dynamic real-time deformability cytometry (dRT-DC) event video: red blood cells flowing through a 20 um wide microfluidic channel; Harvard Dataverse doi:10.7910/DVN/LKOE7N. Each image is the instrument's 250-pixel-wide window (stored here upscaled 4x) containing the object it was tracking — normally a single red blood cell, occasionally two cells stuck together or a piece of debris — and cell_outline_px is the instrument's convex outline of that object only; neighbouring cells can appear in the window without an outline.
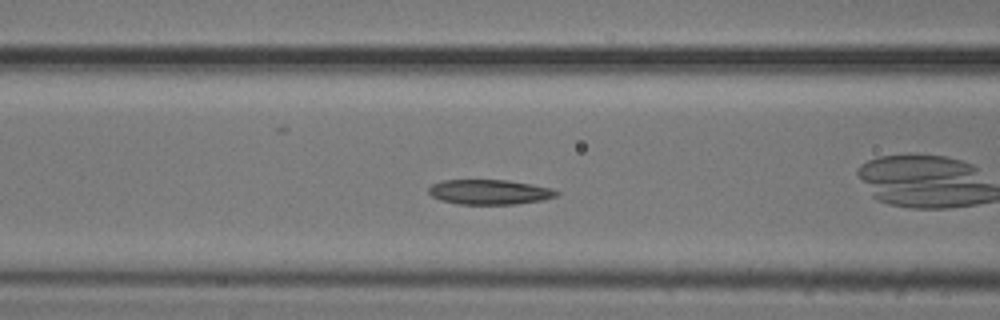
{"species": "common noctule bat (a hibernating species)", "species_latin": "Nyctalus noctula", "temperature_condition": "cold", "stored_images_in_passage": 40, "camera_frame_rate_fps": 3000, "um_per_image_px": 0.085, "animal": {"sex": "male", "body_mass_g": 20.5, "forearm_length_mm": 52.5}, "frame": {"image": 1, "passage_image": 7, "time_ms": 2.0, "image_size_px": [1000, 320], "cell_outline_px": [[560, 192], [556, 196], [544, 200], [516, 204], [460, 204], [440, 200], [432, 196], [428, 192], [428, 188], [432, 184], [444, 180], [508, 180], [532, 184], [548, 188]], "centroid_in_image_um": [41.59, 16.32], "position_along_channel_um": 125.0, "area_um2": 18.5}}
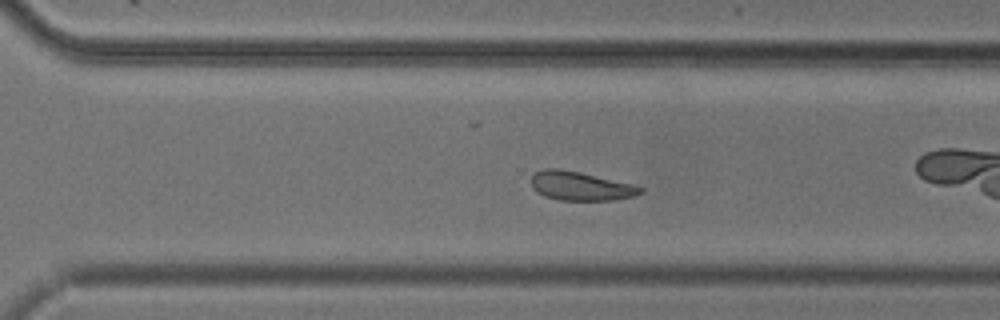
{"frame": {"image": 2, "passage_image": 23, "time_ms": 7.333, "image_size_px": [1000, 320], "cell_outline_px": [[644, 192], [636, 196], [612, 200], [560, 200], [544, 196], [536, 192], [532, 188], [532, 176], [536, 172], [544, 168], [560, 168], [632, 184], [644, 188]], "centroid_in_image_um": [49.34, 15.82], "position_along_channel_um": 321.3, "area_um2": 18.32}, "authors_computed_cell_mechanics": {"area_um2": 19.3052, "velocity_mm_per_s": 3.6886, "shape_relaxation_time_tau1_ms": 2.8313, "shape_relaxation_time_tau2_ms": 6.8457, "deformation_change_tau1": 0.1061, "deformation_change_tau2": 0.1059}}